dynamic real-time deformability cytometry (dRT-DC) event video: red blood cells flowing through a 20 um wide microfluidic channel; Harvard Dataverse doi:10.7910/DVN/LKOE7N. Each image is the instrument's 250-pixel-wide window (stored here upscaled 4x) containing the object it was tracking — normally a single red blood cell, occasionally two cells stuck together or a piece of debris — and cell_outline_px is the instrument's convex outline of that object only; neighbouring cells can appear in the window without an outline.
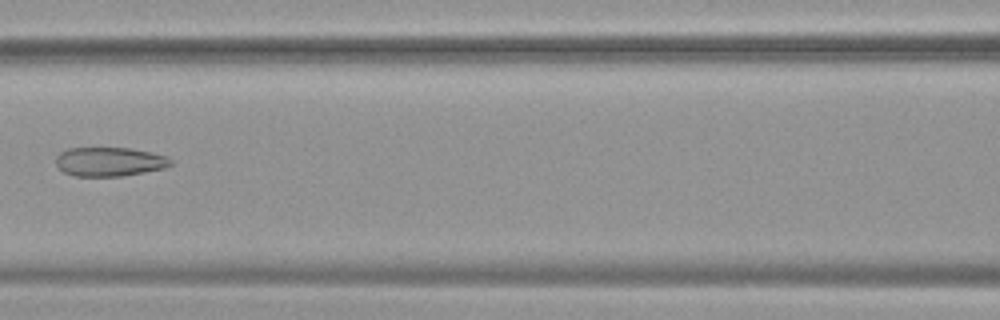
{"species": "common noctule bat (a hibernating species)", "species_latin": "Nyctalus noctula", "temperature_condition": "warm", "stored_images_in_passage": 7, "camera_frame_rate_fps": 3000, "um_per_image_px": 0.085, "animal": {"sex": "female", "body_mass_g": 19.9}, "frame": {"image": 1, "passage_image": 7, "time_ms": 2.0, "image_size_px": [1000, 320], "cell_outline_px": [[172, 164], [164, 168], [144, 172], [120, 176], [76, 176], [64, 172], [56, 164], [56, 156], [60, 152], [68, 148], [128, 148], [152, 152], [164, 156], [172, 160]], "centroid_in_image_um": [9.29, 13.74], "position_along_channel_um": 157.3, "area_um2": 19.31}}